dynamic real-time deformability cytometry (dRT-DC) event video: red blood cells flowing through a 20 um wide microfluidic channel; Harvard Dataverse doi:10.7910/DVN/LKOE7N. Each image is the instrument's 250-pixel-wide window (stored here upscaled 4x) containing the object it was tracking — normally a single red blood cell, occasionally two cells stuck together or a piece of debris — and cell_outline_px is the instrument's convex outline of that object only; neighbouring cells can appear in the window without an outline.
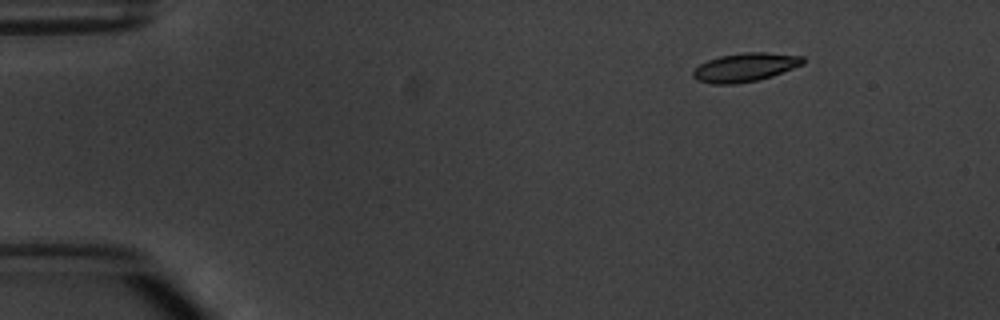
{"species": "common noctule bat (a hibernating species)", "species_latin": "Nyctalus noctula", "temperature_condition": "warm", "stored_images_in_passage": 9, "camera_frame_rate_fps": 3000, "um_per_image_px": 0.085, "animal": {"sex": "male", "body_mass_g": 20.1, "forearm_length_mm": 53.5}, "frame": {"image": 1, "passage_image": 2, "time_ms": 2.0, "image_size_px": [1000, 320], "cell_outline_px": [[804, 64], [772, 76], [756, 80], [736, 84], [712, 84], [696, 80], [692, 76], [692, 72], [700, 64], [708, 60], [720, 56], [744, 52], [764, 52], [804, 56]], "centroid_in_image_um": [63.33, 5.72], "position_along_channel_um": 21.7, "area_um2": 18.32}}
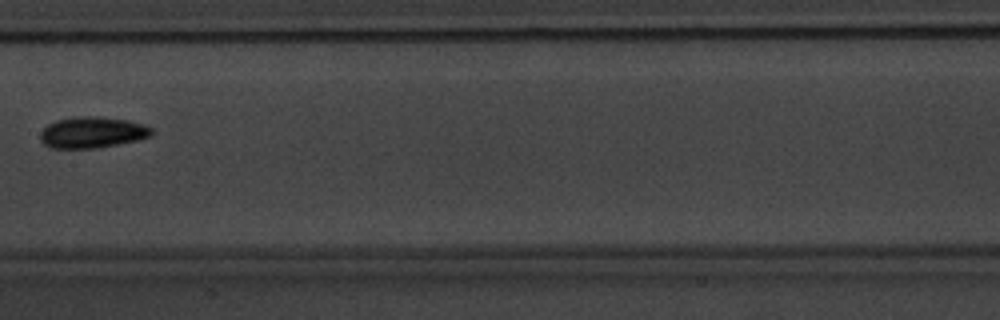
{"frame": {"image": 2, "passage_image": 8, "time_ms": 9.0, "image_size_px": [1000, 320], "cell_outline_px": [[152, 136], [136, 140], [96, 148], [52, 148], [44, 144], [40, 140], [40, 132], [48, 124], [56, 120], [76, 116], [96, 116], [128, 120], [144, 124], [152, 128]], "centroid_in_image_um": [7.83, 11.24], "position_along_channel_um": 199.6, "area_um2": 20.23}}
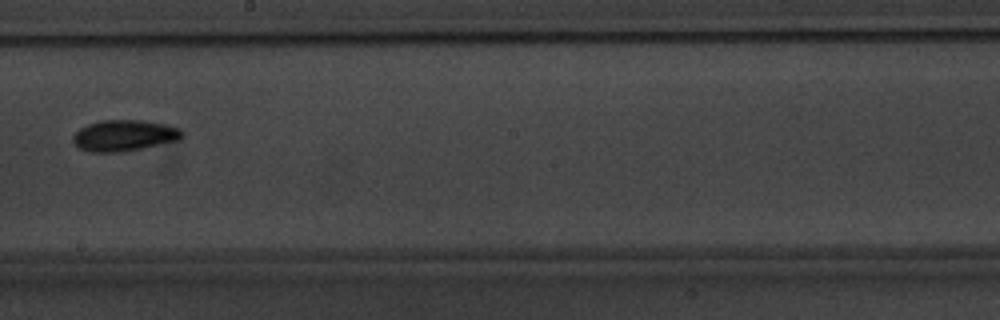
{"frame": {"image": 3, "passage_image": 9, "time_ms": 10.0, "image_size_px": [1000, 320], "cell_outline_px": [[184, 136], [180, 140], [140, 148], [116, 152], [88, 152], [80, 148], [72, 140], [72, 136], [80, 128], [88, 124], [100, 120], [144, 120], [164, 124], [180, 128], [184, 132]], "centroid_in_image_um": [10.57, 11.51], "position_along_channel_um": 237.6, "area_um2": 19.77}}